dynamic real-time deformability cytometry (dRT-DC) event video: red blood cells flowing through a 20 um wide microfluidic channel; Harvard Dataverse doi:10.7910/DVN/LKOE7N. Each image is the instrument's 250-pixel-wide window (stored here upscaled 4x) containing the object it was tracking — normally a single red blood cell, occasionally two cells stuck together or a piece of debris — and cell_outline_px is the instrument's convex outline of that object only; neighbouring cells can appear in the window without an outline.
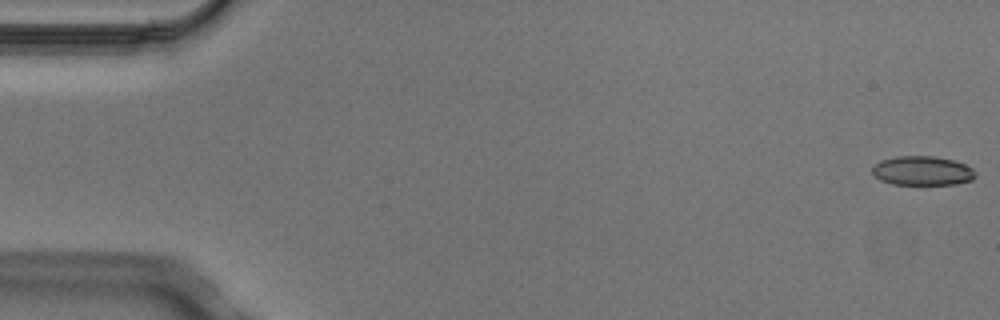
{"species": "Egyptian fruit bat (a non-hibernating species)", "species_latin": "Rousettus aegyptiacus", "temperature_condition": "cold", "stored_images_in_passage": 5, "camera_frame_rate_fps": 3000, "um_per_image_px": 0.085, "animal": {"sex": "male"}, "frame": {"image": 1, "passage_image": 1, "time_ms": 0.0, "image_size_px": [1000, 320], "cell_outline_px": [[976, 176], [972, 180], [956, 184], [892, 184], [880, 180], [872, 172], [872, 168], [880, 160], [896, 156], [936, 156], [952, 160], [964, 164], [972, 168], [976, 172]], "centroid_in_image_um": [78.41, 14.51], "position_along_channel_um": 6.6, "area_um2": 17.57}}
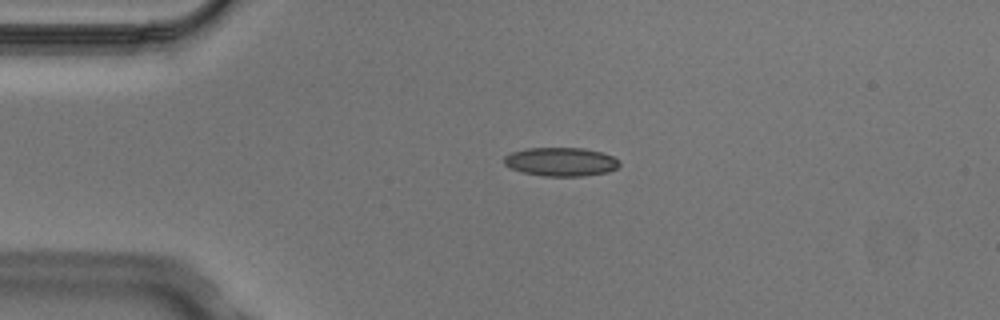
{"frame": {"image": 2, "passage_image": 4, "time_ms": 1.0, "image_size_px": [1000, 320], "cell_outline_px": [[620, 164], [616, 168], [608, 172], [584, 176], [544, 176], [524, 172], [512, 168], [504, 164], [504, 156], [512, 152], [528, 148], [584, 148], [604, 152], [620, 160]], "centroid_in_image_um": [47.72, 13.74], "position_along_channel_um": 37.3, "area_um2": 19.31}}